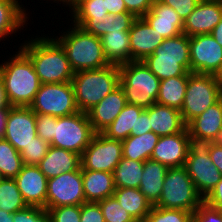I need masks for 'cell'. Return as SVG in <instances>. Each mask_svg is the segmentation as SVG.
<instances>
[{
	"label": "cell",
	"mask_w": 222,
	"mask_h": 222,
	"mask_svg": "<svg viewBox=\"0 0 222 222\" xmlns=\"http://www.w3.org/2000/svg\"><path fill=\"white\" fill-rule=\"evenodd\" d=\"M41 36L34 38L31 35V39L27 38L19 45V49L31 60L41 84L71 82L75 72L64 48L50 34Z\"/></svg>",
	"instance_id": "1"
},
{
	"label": "cell",
	"mask_w": 222,
	"mask_h": 222,
	"mask_svg": "<svg viewBox=\"0 0 222 222\" xmlns=\"http://www.w3.org/2000/svg\"><path fill=\"white\" fill-rule=\"evenodd\" d=\"M9 59L0 63V76L11 106L29 107L41 82L31 60L18 49Z\"/></svg>",
	"instance_id": "2"
},
{
	"label": "cell",
	"mask_w": 222,
	"mask_h": 222,
	"mask_svg": "<svg viewBox=\"0 0 222 222\" xmlns=\"http://www.w3.org/2000/svg\"><path fill=\"white\" fill-rule=\"evenodd\" d=\"M69 28L60 31L62 35L58 33L59 37L54 35L53 37L64 48L74 72L100 69L110 65L104 55L100 37L87 33L74 24Z\"/></svg>",
	"instance_id": "3"
},
{
	"label": "cell",
	"mask_w": 222,
	"mask_h": 222,
	"mask_svg": "<svg viewBox=\"0 0 222 222\" xmlns=\"http://www.w3.org/2000/svg\"><path fill=\"white\" fill-rule=\"evenodd\" d=\"M119 79V65L114 64L75 72L71 82L79 111H90L119 86Z\"/></svg>",
	"instance_id": "4"
},
{
	"label": "cell",
	"mask_w": 222,
	"mask_h": 222,
	"mask_svg": "<svg viewBox=\"0 0 222 222\" xmlns=\"http://www.w3.org/2000/svg\"><path fill=\"white\" fill-rule=\"evenodd\" d=\"M143 62L160 80L176 76H189L190 46L189 37L181 33L172 38H165L153 54Z\"/></svg>",
	"instance_id": "5"
},
{
	"label": "cell",
	"mask_w": 222,
	"mask_h": 222,
	"mask_svg": "<svg viewBox=\"0 0 222 222\" xmlns=\"http://www.w3.org/2000/svg\"><path fill=\"white\" fill-rule=\"evenodd\" d=\"M119 85L128 104L150 108L159 95L160 79L143 61H130L119 65Z\"/></svg>",
	"instance_id": "6"
},
{
	"label": "cell",
	"mask_w": 222,
	"mask_h": 222,
	"mask_svg": "<svg viewBox=\"0 0 222 222\" xmlns=\"http://www.w3.org/2000/svg\"><path fill=\"white\" fill-rule=\"evenodd\" d=\"M214 141L199 136L188 137V155L184 167L192 179L199 195L205 199L222 179V175L213 164L209 151Z\"/></svg>",
	"instance_id": "7"
},
{
	"label": "cell",
	"mask_w": 222,
	"mask_h": 222,
	"mask_svg": "<svg viewBox=\"0 0 222 222\" xmlns=\"http://www.w3.org/2000/svg\"><path fill=\"white\" fill-rule=\"evenodd\" d=\"M203 201L183 166L168 168L162 194L154 206L193 212Z\"/></svg>",
	"instance_id": "8"
},
{
	"label": "cell",
	"mask_w": 222,
	"mask_h": 222,
	"mask_svg": "<svg viewBox=\"0 0 222 222\" xmlns=\"http://www.w3.org/2000/svg\"><path fill=\"white\" fill-rule=\"evenodd\" d=\"M222 97V87L214 75L189 73L185 98L180 110L184 123L204 113Z\"/></svg>",
	"instance_id": "9"
},
{
	"label": "cell",
	"mask_w": 222,
	"mask_h": 222,
	"mask_svg": "<svg viewBox=\"0 0 222 222\" xmlns=\"http://www.w3.org/2000/svg\"><path fill=\"white\" fill-rule=\"evenodd\" d=\"M95 134L85 112L79 111L68 116L55 117L54 137L50 146L82 155Z\"/></svg>",
	"instance_id": "10"
},
{
	"label": "cell",
	"mask_w": 222,
	"mask_h": 222,
	"mask_svg": "<svg viewBox=\"0 0 222 222\" xmlns=\"http://www.w3.org/2000/svg\"><path fill=\"white\" fill-rule=\"evenodd\" d=\"M29 107L35 114H47L54 117L79 112L72 82L41 84Z\"/></svg>",
	"instance_id": "11"
},
{
	"label": "cell",
	"mask_w": 222,
	"mask_h": 222,
	"mask_svg": "<svg viewBox=\"0 0 222 222\" xmlns=\"http://www.w3.org/2000/svg\"><path fill=\"white\" fill-rule=\"evenodd\" d=\"M122 157V141L96 133L81 155V167L85 170L113 173Z\"/></svg>",
	"instance_id": "12"
},
{
	"label": "cell",
	"mask_w": 222,
	"mask_h": 222,
	"mask_svg": "<svg viewBox=\"0 0 222 222\" xmlns=\"http://www.w3.org/2000/svg\"><path fill=\"white\" fill-rule=\"evenodd\" d=\"M82 179V167L49 178L47 184L46 209L82 205L86 203Z\"/></svg>",
	"instance_id": "13"
},
{
	"label": "cell",
	"mask_w": 222,
	"mask_h": 222,
	"mask_svg": "<svg viewBox=\"0 0 222 222\" xmlns=\"http://www.w3.org/2000/svg\"><path fill=\"white\" fill-rule=\"evenodd\" d=\"M190 72L215 75L222 63V46L211 34L189 37Z\"/></svg>",
	"instance_id": "14"
},
{
	"label": "cell",
	"mask_w": 222,
	"mask_h": 222,
	"mask_svg": "<svg viewBox=\"0 0 222 222\" xmlns=\"http://www.w3.org/2000/svg\"><path fill=\"white\" fill-rule=\"evenodd\" d=\"M36 136V114L32 109L11 106L7 113L3 139L20 153Z\"/></svg>",
	"instance_id": "15"
},
{
	"label": "cell",
	"mask_w": 222,
	"mask_h": 222,
	"mask_svg": "<svg viewBox=\"0 0 222 222\" xmlns=\"http://www.w3.org/2000/svg\"><path fill=\"white\" fill-rule=\"evenodd\" d=\"M222 19V0H200L183 21V31L188 37L210 34Z\"/></svg>",
	"instance_id": "16"
},
{
	"label": "cell",
	"mask_w": 222,
	"mask_h": 222,
	"mask_svg": "<svg viewBox=\"0 0 222 222\" xmlns=\"http://www.w3.org/2000/svg\"><path fill=\"white\" fill-rule=\"evenodd\" d=\"M188 137L187 127L182 132L159 137L150 159L168 168L183 167L189 151Z\"/></svg>",
	"instance_id": "17"
},
{
	"label": "cell",
	"mask_w": 222,
	"mask_h": 222,
	"mask_svg": "<svg viewBox=\"0 0 222 222\" xmlns=\"http://www.w3.org/2000/svg\"><path fill=\"white\" fill-rule=\"evenodd\" d=\"M14 180L27 206L46 209L48 179L37 165H24Z\"/></svg>",
	"instance_id": "18"
},
{
	"label": "cell",
	"mask_w": 222,
	"mask_h": 222,
	"mask_svg": "<svg viewBox=\"0 0 222 222\" xmlns=\"http://www.w3.org/2000/svg\"><path fill=\"white\" fill-rule=\"evenodd\" d=\"M165 38L143 18H136L129 30L131 61H143Z\"/></svg>",
	"instance_id": "19"
},
{
	"label": "cell",
	"mask_w": 222,
	"mask_h": 222,
	"mask_svg": "<svg viewBox=\"0 0 222 222\" xmlns=\"http://www.w3.org/2000/svg\"><path fill=\"white\" fill-rule=\"evenodd\" d=\"M127 104L120 85L87 112L93 130L102 133Z\"/></svg>",
	"instance_id": "20"
},
{
	"label": "cell",
	"mask_w": 222,
	"mask_h": 222,
	"mask_svg": "<svg viewBox=\"0 0 222 222\" xmlns=\"http://www.w3.org/2000/svg\"><path fill=\"white\" fill-rule=\"evenodd\" d=\"M143 18L164 38L178 36L183 31V20L174 8L162 3L160 0L154 1Z\"/></svg>",
	"instance_id": "21"
},
{
	"label": "cell",
	"mask_w": 222,
	"mask_h": 222,
	"mask_svg": "<svg viewBox=\"0 0 222 222\" xmlns=\"http://www.w3.org/2000/svg\"><path fill=\"white\" fill-rule=\"evenodd\" d=\"M189 136H199L218 142L222 135V97L186 125Z\"/></svg>",
	"instance_id": "22"
},
{
	"label": "cell",
	"mask_w": 222,
	"mask_h": 222,
	"mask_svg": "<svg viewBox=\"0 0 222 222\" xmlns=\"http://www.w3.org/2000/svg\"><path fill=\"white\" fill-rule=\"evenodd\" d=\"M150 128L159 137L182 132L186 128L179 109L154 103L148 108Z\"/></svg>",
	"instance_id": "23"
},
{
	"label": "cell",
	"mask_w": 222,
	"mask_h": 222,
	"mask_svg": "<svg viewBox=\"0 0 222 222\" xmlns=\"http://www.w3.org/2000/svg\"><path fill=\"white\" fill-rule=\"evenodd\" d=\"M47 179L81 167V155L66 149L50 146L46 156L37 165Z\"/></svg>",
	"instance_id": "24"
},
{
	"label": "cell",
	"mask_w": 222,
	"mask_h": 222,
	"mask_svg": "<svg viewBox=\"0 0 222 222\" xmlns=\"http://www.w3.org/2000/svg\"><path fill=\"white\" fill-rule=\"evenodd\" d=\"M26 12L27 8L20 0H0V42L28 27L30 17L27 15L30 13Z\"/></svg>",
	"instance_id": "25"
},
{
	"label": "cell",
	"mask_w": 222,
	"mask_h": 222,
	"mask_svg": "<svg viewBox=\"0 0 222 222\" xmlns=\"http://www.w3.org/2000/svg\"><path fill=\"white\" fill-rule=\"evenodd\" d=\"M136 17L130 12L109 13L100 20H70L71 24L81 27L85 32L101 37L109 32L129 31Z\"/></svg>",
	"instance_id": "26"
},
{
	"label": "cell",
	"mask_w": 222,
	"mask_h": 222,
	"mask_svg": "<svg viewBox=\"0 0 222 222\" xmlns=\"http://www.w3.org/2000/svg\"><path fill=\"white\" fill-rule=\"evenodd\" d=\"M83 188L86 202H99L115 192L113 173L82 168Z\"/></svg>",
	"instance_id": "27"
},
{
	"label": "cell",
	"mask_w": 222,
	"mask_h": 222,
	"mask_svg": "<svg viewBox=\"0 0 222 222\" xmlns=\"http://www.w3.org/2000/svg\"><path fill=\"white\" fill-rule=\"evenodd\" d=\"M168 167L152 159L144 161L143 174L139 184L140 191L154 206L162 194L164 178Z\"/></svg>",
	"instance_id": "28"
},
{
	"label": "cell",
	"mask_w": 222,
	"mask_h": 222,
	"mask_svg": "<svg viewBox=\"0 0 222 222\" xmlns=\"http://www.w3.org/2000/svg\"><path fill=\"white\" fill-rule=\"evenodd\" d=\"M100 40L110 64L121 65L131 61L129 31L109 32L101 36Z\"/></svg>",
	"instance_id": "29"
},
{
	"label": "cell",
	"mask_w": 222,
	"mask_h": 222,
	"mask_svg": "<svg viewBox=\"0 0 222 222\" xmlns=\"http://www.w3.org/2000/svg\"><path fill=\"white\" fill-rule=\"evenodd\" d=\"M113 196L136 222H143L153 206L139 188H115Z\"/></svg>",
	"instance_id": "30"
},
{
	"label": "cell",
	"mask_w": 222,
	"mask_h": 222,
	"mask_svg": "<svg viewBox=\"0 0 222 222\" xmlns=\"http://www.w3.org/2000/svg\"><path fill=\"white\" fill-rule=\"evenodd\" d=\"M145 109L136 105L126 104L115 120L102 132L110 139L123 141L135 130L136 119Z\"/></svg>",
	"instance_id": "31"
},
{
	"label": "cell",
	"mask_w": 222,
	"mask_h": 222,
	"mask_svg": "<svg viewBox=\"0 0 222 222\" xmlns=\"http://www.w3.org/2000/svg\"><path fill=\"white\" fill-rule=\"evenodd\" d=\"M158 140L159 136L152 131L141 136L130 135L122 141L123 157L144 162L150 159Z\"/></svg>",
	"instance_id": "32"
},
{
	"label": "cell",
	"mask_w": 222,
	"mask_h": 222,
	"mask_svg": "<svg viewBox=\"0 0 222 222\" xmlns=\"http://www.w3.org/2000/svg\"><path fill=\"white\" fill-rule=\"evenodd\" d=\"M189 76H176L160 81L156 103L181 110Z\"/></svg>",
	"instance_id": "33"
},
{
	"label": "cell",
	"mask_w": 222,
	"mask_h": 222,
	"mask_svg": "<svg viewBox=\"0 0 222 222\" xmlns=\"http://www.w3.org/2000/svg\"><path fill=\"white\" fill-rule=\"evenodd\" d=\"M144 162L122 157L113 171L115 188H139Z\"/></svg>",
	"instance_id": "34"
},
{
	"label": "cell",
	"mask_w": 222,
	"mask_h": 222,
	"mask_svg": "<svg viewBox=\"0 0 222 222\" xmlns=\"http://www.w3.org/2000/svg\"><path fill=\"white\" fill-rule=\"evenodd\" d=\"M68 10L71 13L66 16L70 15L68 20H100L109 14L105 0H74Z\"/></svg>",
	"instance_id": "35"
},
{
	"label": "cell",
	"mask_w": 222,
	"mask_h": 222,
	"mask_svg": "<svg viewBox=\"0 0 222 222\" xmlns=\"http://www.w3.org/2000/svg\"><path fill=\"white\" fill-rule=\"evenodd\" d=\"M24 166L20 153L5 139H0V174L14 179Z\"/></svg>",
	"instance_id": "36"
},
{
	"label": "cell",
	"mask_w": 222,
	"mask_h": 222,
	"mask_svg": "<svg viewBox=\"0 0 222 222\" xmlns=\"http://www.w3.org/2000/svg\"><path fill=\"white\" fill-rule=\"evenodd\" d=\"M26 206L15 180L2 178L0 180V209L13 214Z\"/></svg>",
	"instance_id": "37"
},
{
	"label": "cell",
	"mask_w": 222,
	"mask_h": 222,
	"mask_svg": "<svg viewBox=\"0 0 222 222\" xmlns=\"http://www.w3.org/2000/svg\"><path fill=\"white\" fill-rule=\"evenodd\" d=\"M143 222H192V212L152 206Z\"/></svg>",
	"instance_id": "38"
},
{
	"label": "cell",
	"mask_w": 222,
	"mask_h": 222,
	"mask_svg": "<svg viewBox=\"0 0 222 222\" xmlns=\"http://www.w3.org/2000/svg\"><path fill=\"white\" fill-rule=\"evenodd\" d=\"M97 203L100 205L105 222H136L114 196Z\"/></svg>",
	"instance_id": "39"
},
{
	"label": "cell",
	"mask_w": 222,
	"mask_h": 222,
	"mask_svg": "<svg viewBox=\"0 0 222 222\" xmlns=\"http://www.w3.org/2000/svg\"><path fill=\"white\" fill-rule=\"evenodd\" d=\"M50 143L42 140L38 135L21 152L24 165H38L46 156Z\"/></svg>",
	"instance_id": "40"
},
{
	"label": "cell",
	"mask_w": 222,
	"mask_h": 222,
	"mask_svg": "<svg viewBox=\"0 0 222 222\" xmlns=\"http://www.w3.org/2000/svg\"><path fill=\"white\" fill-rule=\"evenodd\" d=\"M50 222H80L81 205H67L46 209Z\"/></svg>",
	"instance_id": "41"
},
{
	"label": "cell",
	"mask_w": 222,
	"mask_h": 222,
	"mask_svg": "<svg viewBox=\"0 0 222 222\" xmlns=\"http://www.w3.org/2000/svg\"><path fill=\"white\" fill-rule=\"evenodd\" d=\"M13 222H50V215L42 207L26 206L13 213Z\"/></svg>",
	"instance_id": "42"
},
{
	"label": "cell",
	"mask_w": 222,
	"mask_h": 222,
	"mask_svg": "<svg viewBox=\"0 0 222 222\" xmlns=\"http://www.w3.org/2000/svg\"><path fill=\"white\" fill-rule=\"evenodd\" d=\"M192 222H222V211L203 201L192 212Z\"/></svg>",
	"instance_id": "43"
},
{
	"label": "cell",
	"mask_w": 222,
	"mask_h": 222,
	"mask_svg": "<svg viewBox=\"0 0 222 222\" xmlns=\"http://www.w3.org/2000/svg\"><path fill=\"white\" fill-rule=\"evenodd\" d=\"M55 117L47 114H36L37 135L50 143L54 137Z\"/></svg>",
	"instance_id": "44"
},
{
	"label": "cell",
	"mask_w": 222,
	"mask_h": 222,
	"mask_svg": "<svg viewBox=\"0 0 222 222\" xmlns=\"http://www.w3.org/2000/svg\"><path fill=\"white\" fill-rule=\"evenodd\" d=\"M80 222H105L100 205L96 202L83 203Z\"/></svg>",
	"instance_id": "45"
},
{
	"label": "cell",
	"mask_w": 222,
	"mask_h": 222,
	"mask_svg": "<svg viewBox=\"0 0 222 222\" xmlns=\"http://www.w3.org/2000/svg\"><path fill=\"white\" fill-rule=\"evenodd\" d=\"M162 3L174 8L184 21L194 10L200 0H160Z\"/></svg>",
	"instance_id": "46"
},
{
	"label": "cell",
	"mask_w": 222,
	"mask_h": 222,
	"mask_svg": "<svg viewBox=\"0 0 222 222\" xmlns=\"http://www.w3.org/2000/svg\"><path fill=\"white\" fill-rule=\"evenodd\" d=\"M154 0H124L127 12L132 13L136 18L143 17L153 5Z\"/></svg>",
	"instance_id": "47"
},
{
	"label": "cell",
	"mask_w": 222,
	"mask_h": 222,
	"mask_svg": "<svg viewBox=\"0 0 222 222\" xmlns=\"http://www.w3.org/2000/svg\"><path fill=\"white\" fill-rule=\"evenodd\" d=\"M151 131L152 130L150 128V120L148 117V108H147L141 113L138 119H136L135 130H132L131 135L141 136Z\"/></svg>",
	"instance_id": "48"
},
{
	"label": "cell",
	"mask_w": 222,
	"mask_h": 222,
	"mask_svg": "<svg viewBox=\"0 0 222 222\" xmlns=\"http://www.w3.org/2000/svg\"><path fill=\"white\" fill-rule=\"evenodd\" d=\"M204 201L214 208L222 209V179L216 184Z\"/></svg>",
	"instance_id": "49"
},
{
	"label": "cell",
	"mask_w": 222,
	"mask_h": 222,
	"mask_svg": "<svg viewBox=\"0 0 222 222\" xmlns=\"http://www.w3.org/2000/svg\"><path fill=\"white\" fill-rule=\"evenodd\" d=\"M209 155L213 164L217 167L222 175V145L219 142H214L209 151Z\"/></svg>",
	"instance_id": "50"
},
{
	"label": "cell",
	"mask_w": 222,
	"mask_h": 222,
	"mask_svg": "<svg viewBox=\"0 0 222 222\" xmlns=\"http://www.w3.org/2000/svg\"><path fill=\"white\" fill-rule=\"evenodd\" d=\"M106 8L108 13L117 14L127 12L124 0H105Z\"/></svg>",
	"instance_id": "51"
},
{
	"label": "cell",
	"mask_w": 222,
	"mask_h": 222,
	"mask_svg": "<svg viewBox=\"0 0 222 222\" xmlns=\"http://www.w3.org/2000/svg\"><path fill=\"white\" fill-rule=\"evenodd\" d=\"M11 107L7 95H6V90L4 88V83L3 80L0 76V110H9Z\"/></svg>",
	"instance_id": "52"
},
{
	"label": "cell",
	"mask_w": 222,
	"mask_h": 222,
	"mask_svg": "<svg viewBox=\"0 0 222 222\" xmlns=\"http://www.w3.org/2000/svg\"><path fill=\"white\" fill-rule=\"evenodd\" d=\"M217 43L222 46V19L221 21L214 27L212 32L210 33Z\"/></svg>",
	"instance_id": "53"
},
{
	"label": "cell",
	"mask_w": 222,
	"mask_h": 222,
	"mask_svg": "<svg viewBox=\"0 0 222 222\" xmlns=\"http://www.w3.org/2000/svg\"><path fill=\"white\" fill-rule=\"evenodd\" d=\"M8 111L9 110H0V139H2L4 135Z\"/></svg>",
	"instance_id": "54"
},
{
	"label": "cell",
	"mask_w": 222,
	"mask_h": 222,
	"mask_svg": "<svg viewBox=\"0 0 222 222\" xmlns=\"http://www.w3.org/2000/svg\"><path fill=\"white\" fill-rule=\"evenodd\" d=\"M0 222H13V214L0 209Z\"/></svg>",
	"instance_id": "55"
},
{
	"label": "cell",
	"mask_w": 222,
	"mask_h": 222,
	"mask_svg": "<svg viewBox=\"0 0 222 222\" xmlns=\"http://www.w3.org/2000/svg\"><path fill=\"white\" fill-rule=\"evenodd\" d=\"M48 1H49V0H47L46 2H48ZM51 1L59 4V6H60V4L62 3V4H64V5H62V6H65V7L67 6V8H68V7L70 8L74 0H51ZM60 2H61V3H60Z\"/></svg>",
	"instance_id": "56"
},
{
	"label": "cell",
	"mask_w": 222,
	"mask_h": 222,
	"mask_svg": "<svg viewBox=\"0 0 222 222\" xmlns=\"http://www.w3.org/2000/svg\"><path fill=\"white\" fill-rule=\"evenodd\" d=\"M214 76H215V79L219 82L220 86L222 87V63L219 70L216 72Z\"/></svg>",
	"instance_id": "57"
},
{
	"label": "cell",
	"mask_w": 222,
	"mask_h": 222,
	"mask_svg": "<svg viewBox=\"0 0 222 222\" xmlns=\"http://www.w3.org/2000/svg\"><path fill=\"white\" fill-rule=\"evenodd\" d=\"M218 142L222 145V135H221V138Z\"/></svg>",
	"instance_id": "58"
}]
</instances>
